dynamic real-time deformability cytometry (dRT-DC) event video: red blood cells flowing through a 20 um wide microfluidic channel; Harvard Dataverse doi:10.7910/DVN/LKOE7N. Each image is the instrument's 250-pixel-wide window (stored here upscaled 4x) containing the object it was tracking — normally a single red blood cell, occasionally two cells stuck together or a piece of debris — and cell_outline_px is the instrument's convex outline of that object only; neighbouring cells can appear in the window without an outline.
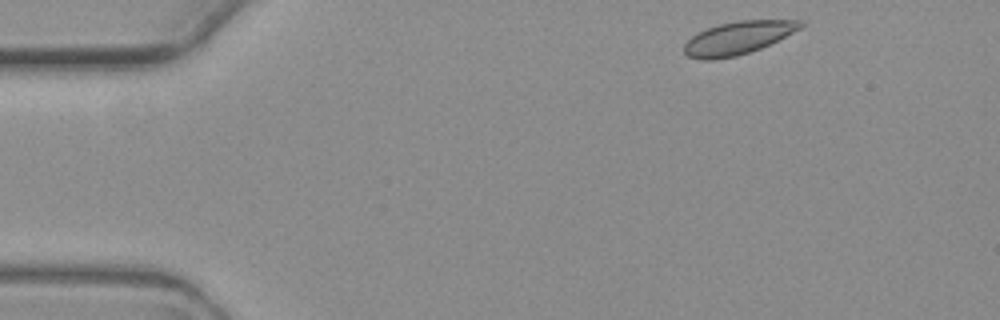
{"species": "common noctule bat (a hibernating species)", "species_latin": "Nyctalus noctula", "temperature_condition": "warm", "stored_images_in_passage": 7, "camera_frame_rate_fps": 3000, "um_per_image_px": 0.085, "animal": {"sex": "female", "body_mass_g": 19.3, "forearm_length_mm": 54.1}, "frame": {"image": 1, "passage_image": 1, "time_ms": 0.0, "image_size_px": [1000, 320], "cell_outline_px": [[804, 24], [800, 28], [760, 48], [736, 56], [712, 60], [700, 60], [688, 56], [684, 52], [684, 44], [692, 36], [708, 28], [720, 24], [740, 20], [804, 20]], "centroid_in_image_um": [62.69, 3.23], "position_along_channel_um": 22.3, "area_um2": 21.91}}
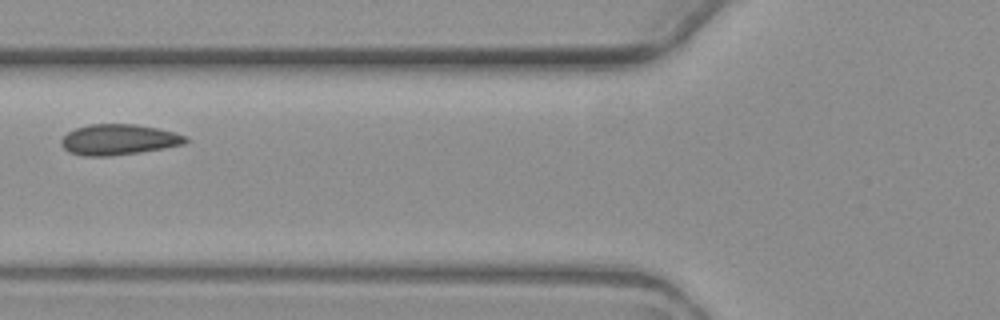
{"frame": {"image": 2, "passage_image": 5, "time_ms": 5.0, "image_size_px": [1000, 320], "cell_outline_px": [[188, 140], [184, 144], [164, 148], [140, 152], [112, 156], [84, 156], [68, 152], [60, 144], [60, 140], [68, 132], [76, 128], [88, 124], [136, 124], [156, 128], [172, 132], [184, 136]], "centroid_in_image_um": [10.03, 11.87], "position_along_channel_um": 115.8, "area_um2": 22.14}}
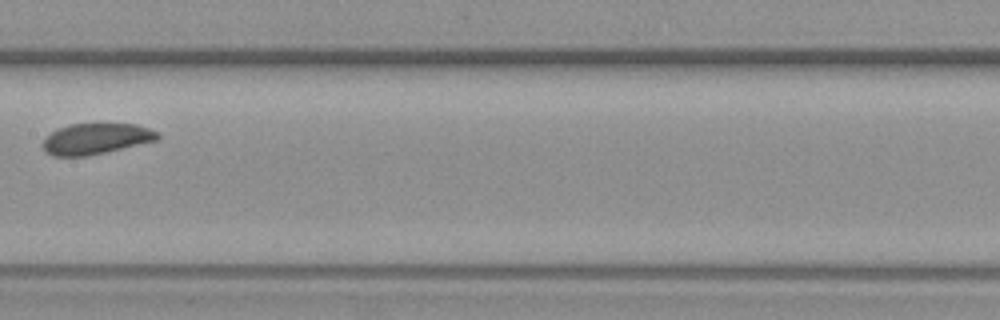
{"frame": {"image": 3, "passage_image": 7, "time_ms": 7.333, "image_size_px": [1000, 320], "cell_outline_px": [[160, 140], [88, 156], [52, 156], [44, 148], [44, 140], [52, 132], [68, 124], [136, 124], [160, 132]], "centroid_in_image_um": [8.24, 11.8], "position_along_channel_um": 199.2, "area_um2": 20.58}}